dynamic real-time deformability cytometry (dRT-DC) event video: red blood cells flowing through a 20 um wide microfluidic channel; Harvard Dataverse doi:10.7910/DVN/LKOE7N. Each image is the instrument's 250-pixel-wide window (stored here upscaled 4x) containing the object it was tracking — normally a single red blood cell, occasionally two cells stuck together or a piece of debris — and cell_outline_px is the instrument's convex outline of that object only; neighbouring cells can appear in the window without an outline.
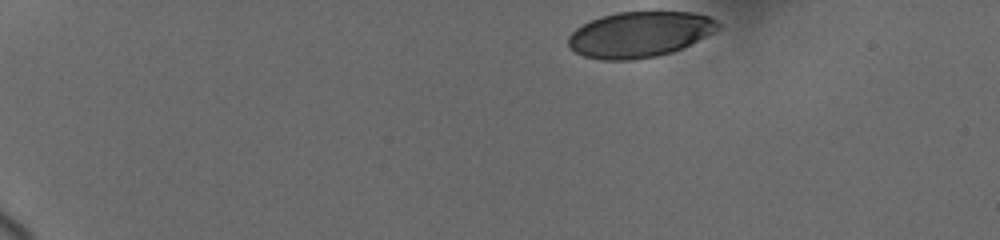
{"species": "human", "species_latin": "Homo sapiens", "temperature_condition": "cold", "stored_images_in_passage": 24, "camera_frame_rate_fps": 3000, "um_per_image_px": 0.085, "donor": {"sex": "female"}, "frame": {"image": 1, "passage_image": 1, "time_ms": 0.0, "image_size_px": [1000, 240], "cell_outline_px": [[720, 28], [716, 32], [672, 52], [656, 56], [632, 60], [600, 60], [584, 56], [568, 48], [568, 36], [576, 28], [600, 16], [616, 12], [692, 12], [708, 16], [716, 20], [720, 24]], "centroid_in_image_um": [54.36, 2.93], "position_along_channel_um": 30.6, "area_um2": 39.94}}
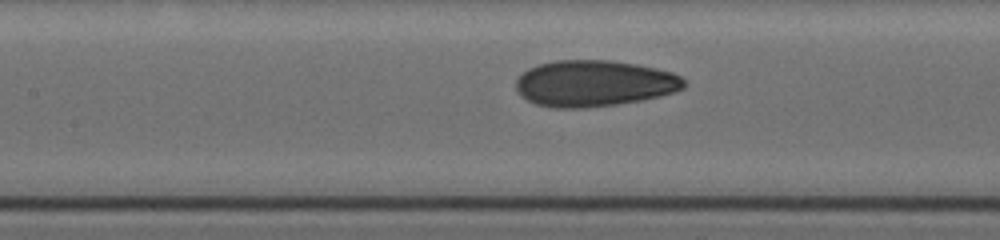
{"frame": {"image": 2, "passage_image": 14, "time_ms": 6.333, "image_size_px": [1000, 240], "cell_outline_px": [[688, 84], [684, 88], [660, 96], [640, 100], [616, 104], [584, 108], [552, 108], [536, 104], [520, 96], [516, 88], [516, 80], [528, 68], [540, 64], [556, 60], [612, 60], [636, 64], [656, 68], [672, 72], [680, 76]], "centroid_in_image_um": [50.5, 7.09], "position_along_channel_um": 156.9, "area_um2": 45.37}}
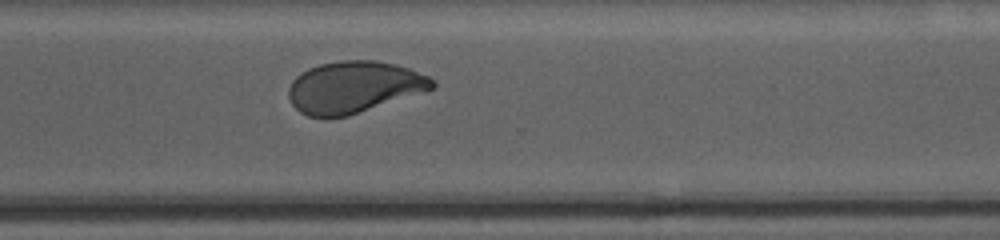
{"frame": {"image": 3, "passage_image": 24, "time_ms": 11.333, "image_size_px": [1000, 240], "cell_outline_px": [[436, 88], [424, 92], [348, 116], [308, 116], [300, 112], [292, 104], [288, 96], [288, 88], [292, 80], [296, 76], [308, 68], [320, 64], [340, 60], [372, 60], [396, 64], [408, 68], [428, 76], [436, 80]], "centroid_in_image_um": [30.1, 7.39], "position_along_channel_um": 340.5, "area_um2": 43.29}}